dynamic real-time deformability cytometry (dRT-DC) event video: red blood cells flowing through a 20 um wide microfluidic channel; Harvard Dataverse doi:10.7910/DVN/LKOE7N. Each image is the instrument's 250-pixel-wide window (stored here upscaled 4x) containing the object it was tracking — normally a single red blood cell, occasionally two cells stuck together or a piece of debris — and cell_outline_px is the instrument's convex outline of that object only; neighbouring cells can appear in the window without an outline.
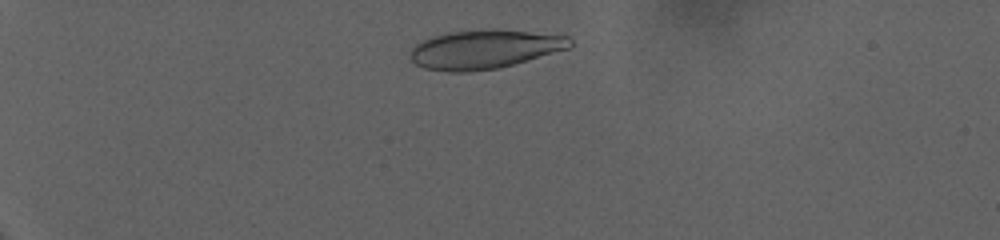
{"species": "human", "species_latin": "Homo sapiens", "temperature_condition": "warm", "stored_images_in_passage": 59, "camera_frame_rate_fps": 3000, "um_per_image_px": 0.085, "donor": {"sex": "female"}, "frame": {"image": 1, "passage_image": 11, "time_ms": 3.333, "image_size_px": [1000, 240], "cell_outline_px": [[572, 44], [568, 48], [500, 68], [472, 72], [448, 72], [424, 68], [416, 64], [408, 56], [408, 52], [416, 44], [432, 36], [448, 32], [496, 28], [568, 36], [572, 40]], "centroid_in_image_um": [41.14, 4.19], "position_along_channel_um": 43.9, "area_um2": 36.41}}
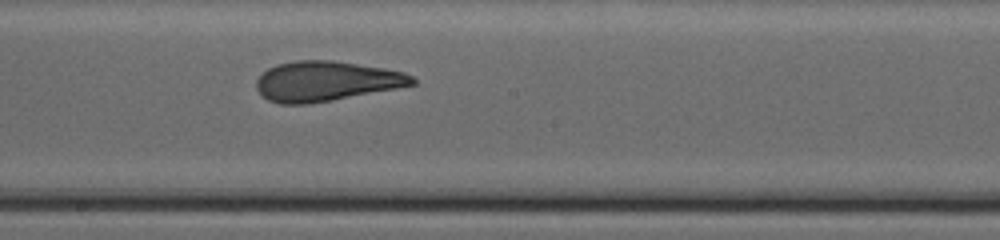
{"frame": {"image": 2, "passage_image": 38, "time_ms": 12.333, "image_size_px": [1000, 240], "cell_outline_px": [[416, 84], [396, 88], [332, 100], [308, 104], [280, 104], [268, 100], [256, 88], [256, 80], [268, 68], [276, 64], [296, 60], [332, 60], [384, 68], [404, 72], [412, 76], [416, 80]], "centroid_in_image_um": [27.71, 6.89], "position_along_channel_um": 220.5, "area_um2": 36.13}}
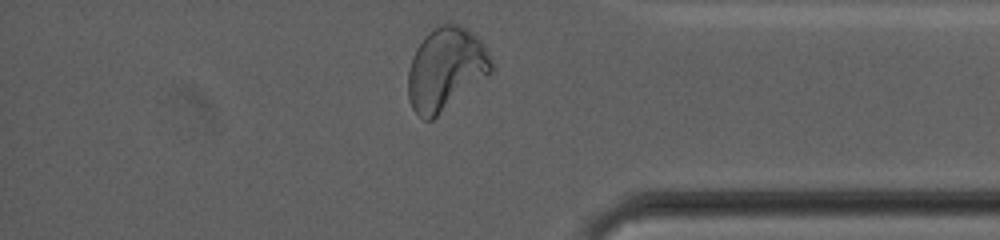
{"frame": {"image": 3, "passage_image": 58, "time_ms": 19.0, "image_size_px": [1000, 240], "cell_outline_px": [[492, 72], [432, 120], [424, 120], [412, 108], [408, 100], [408, 68], [412, 56], [416, 48], [424, 36], [428, 32], [440, 24], [456, 24], [468, 28], [484, 44], [492, 60]], "centroid_in_image_um": [37.87, 5.85], "position_along_channel_um": 397.3, "area_um2": 40.11}, "authors_computed_cell_mechanics": {"area_um2": 36.414, "velocity_mm_per_s": 2.7763, "shape_relaxation_time_tau1_ms": 10.8128, "shape_relaxation_time_tau2_ms": 1.1511, "deformation_change_tau1": 0.2545, "deformation_change_tau2": 0.0832}}